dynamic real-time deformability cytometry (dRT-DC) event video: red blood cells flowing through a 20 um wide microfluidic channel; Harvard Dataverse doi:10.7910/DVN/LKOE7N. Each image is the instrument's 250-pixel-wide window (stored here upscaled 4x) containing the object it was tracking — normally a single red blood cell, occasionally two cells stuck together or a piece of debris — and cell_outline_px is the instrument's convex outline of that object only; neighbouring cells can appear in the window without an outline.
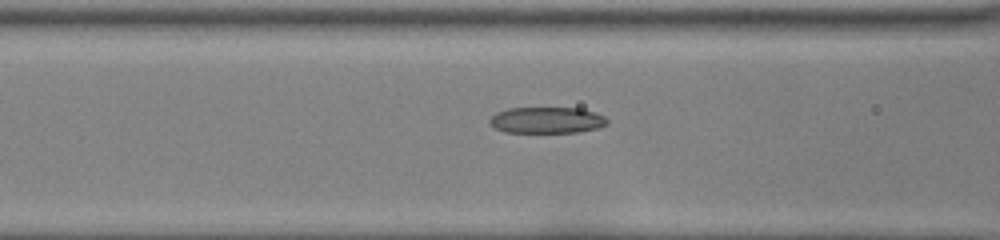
{"species": "common noctule bat (a hibernating species)", "species_latin": "Nyctalus noctula", "temperature_condition": "room temperature", "stored_images_in_passage": 33, "camera_frame_rate_fps": 3000, "um_per_image_px": 0.085, "animal": {"sex": "female", "body_mass_g": 22.0, "forearm_length_mm": 56.7}, "frame": {"image": 1, "passage_image": 10, "time_ms": 3.0, "image_size_px": [1000, 240], "cell_outline_px": [[608, 124], [596, 128], [580, 132], [504, 132], [496, 128], [488, 120], [496, 112], [508, 108], [580, 108], [596, 112], [604, 116], [608, 120]], "centroid_in_image_um": [46.5, 10.21], "position_along_channel_um": 120.1, "area_um2": 17.98}}
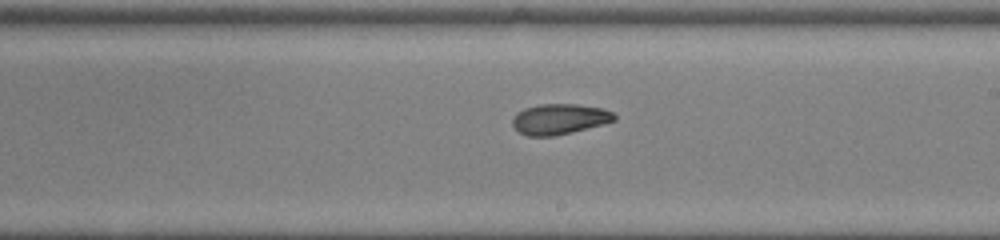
{"frame": {"image": 2, "passage_image": 19, "time_ms": 6.0, "image_size_px": [1000, 240], "cell_outline_px": [[616, 120], [572, 132], [552, 136], [528, 136], [520, 132], [512, 124], [512, 120], [516, 112], [524, 108], [540, 104], [576, 104], [604, 108], [612, 112], [616, 116]], "centroid_in_image_um": [47.54, 10.11], "position_along_channel_um": 241.5, "area_um2": 18.03}}
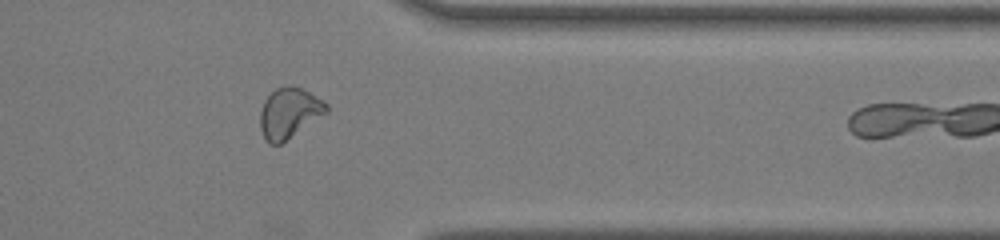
{"frame": {"image": 3, "passage_image": 30, "time_ms": 9.667, "image_size_px": [1000, 240], "cell_outline_px": [[328, 112], [280, 144], [268, 144], [264, 140], [260, 128], [260, 112], [264, 100], [276, 88], [284, 84], [288, 84], [300, 88], [324, 100], [328, 104]], "centroid_in_image_um": [24.57, 9.6], "position_along_channel_um": 386.8, "area_um2": 19.54}}